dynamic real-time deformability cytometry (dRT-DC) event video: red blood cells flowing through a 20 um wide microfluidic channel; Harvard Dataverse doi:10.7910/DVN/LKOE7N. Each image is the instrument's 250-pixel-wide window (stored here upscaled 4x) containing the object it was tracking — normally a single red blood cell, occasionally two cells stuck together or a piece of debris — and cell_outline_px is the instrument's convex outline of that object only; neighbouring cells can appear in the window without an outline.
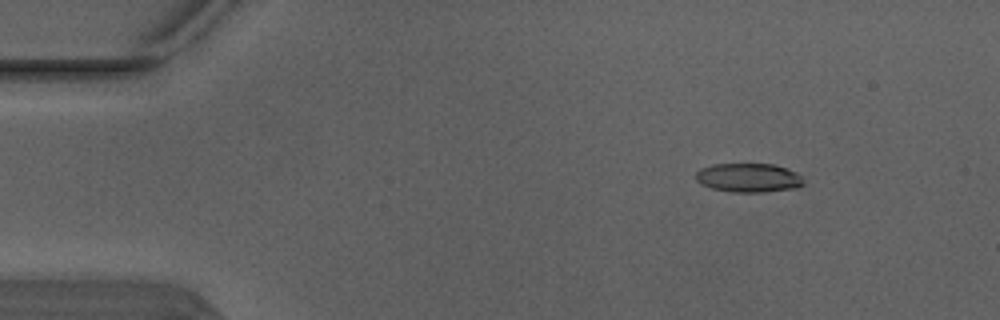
{"species": "Egyptian fruit bat (a non-hibernating species)", "species_latin": "Rousettus aegyptiacus", "temperature_condition": "warm", "stored_images_in_passage": 3, "camera_frame_rate_fps": 3000, "um_per_image_px": 0.085, "animal": {"sex": "male"}, "frame": {"image": 1, "passage_image": 1, "time_ms": 0.0, "image_size_px": [1000, 320], "cell_outline_px": [[804, 184], [796, 188], [764, 192], [732, 192], [712, 188], [700, 184], [696, 180], [696, 172], [700, 168], [712, 164], [772, 164], [796, 172], [800, 176]], "centroid_in_image_um": [63.59, 15.11], "position_along_channel_um": 21.4, "area_um2": 18.15}}